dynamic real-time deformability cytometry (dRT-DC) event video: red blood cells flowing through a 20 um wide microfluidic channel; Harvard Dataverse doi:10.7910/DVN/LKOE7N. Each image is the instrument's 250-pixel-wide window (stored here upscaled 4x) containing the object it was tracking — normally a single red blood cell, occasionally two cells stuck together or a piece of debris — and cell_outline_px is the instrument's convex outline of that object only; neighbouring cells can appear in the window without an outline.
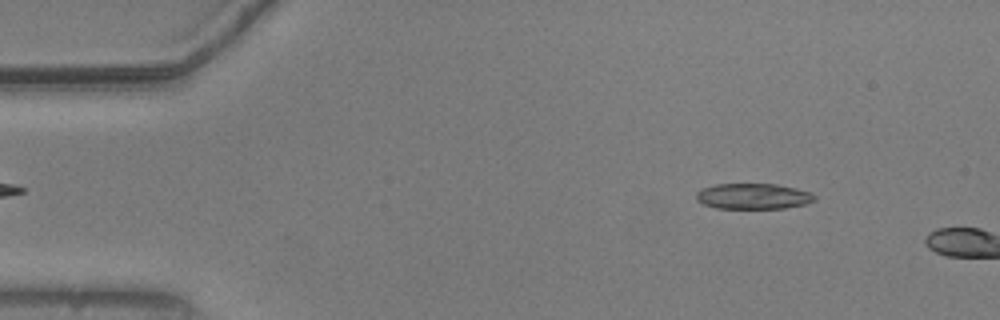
{"species": "common noctule bat (a hibernating species)", "species_latin": "Nyctalus noctula", "temperature_condition": "warm", "stored_images_in_passage": 7, "camera_frame_rate_fps": 3000, "um_per_image_px": 0.085, "animal": {"sex": "male", "body_mass_g": 20.5, "forearm_length_mm": 52.5}, "frame": {"image": 1, "passage_image": 4, "time_ms": 1.0, "image_size_px": [1000, 320], "cell_outline_px": [[816, 200], [808, 204], [784, 208], [716, 208], [704, 204], [696, 200], [696, 192], [700, 188], [716, 184], [776, 184], [796, 188], [812, 192], [816, 196]], "centroid_in_image_um": [64.04, 16.68], "position_along_channel_um": 21.0, "area_um2": 17.92}}